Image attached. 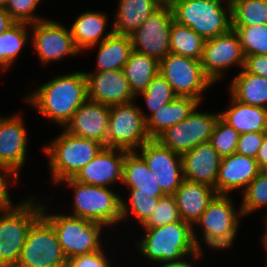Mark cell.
<instances>
[{
	"label": "cell",
	"mask_w": 267,
	"mask_h": 267,
	"mask_svg": "<svg viewBox=\"0 0 267 267\" xmlns=\"http://www.w3.org/2000/svg\"><path fill=\"white\" fill-rule=\"evenodd\" d=\"M26 102L53 122L65 126L87 97L84 72L57 76L26 96Z\"/></svg>",
	"instance_id": "obj_1"
},
{
	"label": "cell",
	"mask_w": 267,
	"mask_h": 267,
	"mask_svg": "<svg viewBox=\"0 0 267 267\" xmlns=\"http://www.w3.org/2000/svg\"><path fill=\"white\" fill-rule=\"evenodd\" d=\"M143 230L146 235L144 234L136 245L139 253L147 257V260L164 265L183 261L189 256L197 260L203 255L195 244L193 226L186 221L179 220L155 228H143Z\"/></svg>",
	"instance_id": "obj_2"
},
{
	"label": "cell",
	"mask_w": 267,
	"mask_h": 267,
	"mask_svg": "<svg viewBox=\"0 0 267 267\" xmlns=\"http://www.w3.org/2000/svg\"><path fill=\"white\" fill-rule=\"evenodd\" d=\"M30 198L0 209V267L16 265L31 226L42 216V205Z\"/></svg>",
	"instance_id": "obj_3"
},
{
	"label": "cell",
	"mask_w": 267,
	"mask_h": 267,
	"mask_svg": "<svg viewBox=\"0 0 267 267\" xmlns=\"http://www.w3.org/2000/svg\"><path fill=\"white\" fill-rule=\"evenodd\" d=\"M103 147L104 145L96 140L77 137L64 129L43 148L49 158L54 182L73 178Z\"/></svg>",
	"instance_id": "obj_4"
},
{
	"label": "cell",
	"mask_w": 267,
	"mask_h": 267,
	"mask_svg": "<svg viewBox=\"0 0 267 267\" xmlns=\"http://www.w3.org/2000/svg\"><path fill=\"white\" fill-rule=\"evenodd\" d=\"M223 1L178 0L171 6L174 21L190 27L205 40L227 33L231 29V3L225 0L228 6L223 8Z\"/></svg>",
	"instance_id": "obj_5"
},
{
	"label": "cell",
	"mask_w": 267,
	"mask_h": 267,
	"mask_svg": "<svg viewBox=\"0 0 267 267\" xmlns=\"http://www.w3.org/2000/svg\"><path fill=\"white\" fill-rule=\"evenodd\" d=\"M63 181L74 188V211L71 216L98 222L106 227L122 221L121 196L109 187L83 184L73 178L59 183Z\"/></svg>",
	"instance_id": "obj_6"
},
{
	"label": "cell",
	"mask_w": 267,
	"mask_h": 267,
	"mask_svg": "<svg viewBox=\"0 0 267 267\" xmlns=\"http://www.w3.org/2000/svg\"><path fill=\"white\" fill-rule=\"evenodd\" d=\"M45 208L42 205V216L53 226L67 259L102 249L103 224L71 215L46 214Z\"/></svg>",
	"instance_id": "obj_7"
},
{
	"label": "cell",
	"mask_w": 267,
	"mask_h": 267,
	"mask_svg": "<svg viewBox=\"0 0 267 267\" xmlns=\"http://www.w3.org/2000/svg\"><path fill=\"white\" fill-rule=\"evenodd\" d=\"M241 208L236 211L229 195L216 194L195 225L202 227L201 241L213 250H224L234 243L239 229Z\"/></svg>",
	"instance_id": "obj_8"
},
{
	"label": "cell",
	"mask_w": 267,
	"mask_h": 267,
	"mask_svg": "<svg viewBox=\"0 0 267 267\" xmlns=\"http://www.w3.org/2000/svg\"><path fill=\"white\" fill-rule=\"evenodd\" d=\"M144 115L134 101L110 106L107 147L131 152L150 141Z\"/></svg>",
	"instance_id": "obj_9"
},
{
	"label": "cell",
	"mask_w": 267,
	"mask_h": 267,
	"mask_svg": "<svg viewBox=\"0 0 267 267\" xmlns=\"http://www.w3.org/2000/svg\"><path fill=\"white\" fill-rule=\"evenodd\" d=\"M66 262L53 226L41 216L31 226L14 267H66Z\"/></svg>",
	"instance_id": "obj_10"
},
{
	"label": "cell",
	"mask_w": 267,
	"mask_h": 267,
	"mask_svg": "<svg viewBox=\"0 0 267 267\" xmlns=\"http://www.w3.org/2000/svg\"><path fill=\"white\" fill-rule=\"evenodd\" d=\"M159 74L163 76L174 93L202 101V93L213 84L205 74L200 60L169 53L159 61Z\"/></svg>",
	"instance_id": "obj_11"
},
{
	"label": "cell",
	"mask_w": 267,
	"mask_h": 267,
	"mask_svg": "<svg viewBox=\"0 0 267 267\" xmlns=\"http://www.w3.org/2000/svg\"><path fill=\"white\" fill-rule=\"evenodd\" d=\"M196 109L186 119L166 129L156 140L180 155L201 143L209 142L220 113L200 112Z\"/></svg>",
	"instance_id": "obj_12"
},
{
	"label": "cell",
	"mask_w": 267,
	"mask_h": 267,
	"mask_svg": "<svg viewBox=\"0 0 267 267\" xmlns=\"http://www.w3.org/2000/svg\"><path fill=\"white\" fill-rule=\"evenodd\" d=\"M174 21L171 6L161 5L129 35L133 51L158 61L170 53V30Z\"/></svg>",
	"instance_id": "obj_13"
},
{
	"label": "cell",
	"mask_w": 267,
	"mask_h": 267,
	"mask_svg": "<svg viewBox=\"0 0 267 267\" xmlns=\"http://www.w3.org/2000/svg\"><path fill=\"white\" fill-rule=\"evenodd\" d=\"M138 153L166 195H173L183 179L182 157L156 139L145 142Z\"/></svg>",
	"instance_id": "obj_14"
},
{
	"label": "cell",
	"mask_w": 267,
	"mask_h": 267,
	"mask_svg": "<svg viewBox=\"0 0 267 267\" xmlns=\"http://www.w3.org/2000/svg\"><path fill=\"white\" fill-rule=\"evenodd\" d=\"M244 59L239 35L231 28L227 33L205 41L201 64L205 74L215 83L222 78L223 70L234 64L243 69Z\"/></svg>",
	"instance_id": "obj_15"
},
{
	"label": "cell",
	"mask_w": 267,
	"mask_h": 267,
	"mask_svg": "<svg viewBox=\"0 0 267 267\" xmlns=\"http://www.w3.org/2000/svg\"><path fill=\"white\" fill-rule=\"evenodd\" d=\"M30 25L33 30V47L44 64L61 61L70 54L77 56L80 52L74 45L71 30L63 24L44 19Z\"/></svg>",
	"instance_id": "obj_16"
},
{
	"label": "cell",
	"mask_w": 267,
	"mask_h": 267,
	"mask_svg": "<svg viewBox=\"0 0 267 267\" xmlns=\"http://www.w3.org/2000/svg\"><path fill=\"white\" fill-rule=\"evenodd\" d=\"M96 72V73H95ZM84 72L89 100L108 106L124 104L135 100L129 81L123 70Z\"/></svg>",
	"instance_id": "obj_17"
},
{
	"label": "cell",
	"mask_w": 267,
	"mask_h": 267,
	"mask_svg": "<svg viewBox=\"0 0 267 267\" xmlns=\"http://www.w3.org/2000/svg\"><path fill=\"white\" fill-rule=\"evenodd\" d=\"M128 151L103 147L100 152L73 179L77 182L109 187L123 180V164ZM117 153V154H116Z\"/></svg>",
	"instance_id": "obj_18"
},
{
	"label": "cell",
	"mask_w": 267,
	"mask_h": 267,
	"mask_svg": "<svg viewBox=\"0 0 267 267\" xmlns=\"http://www.w3.org/2000/svg\"><path fill=\"white\" fill-rule=\"evenodd\" d=\"M109 118L110 106L87 99L64 129L72 135L96 140L107 147Z\"/></svg>",
	"instance_id": "obj_19"
},
{
	"label": "cell",
	"mask_w": 267,
	"mask_h": 267,
	"mask_svg": "<svg viewBox=\"0 0 267 267\" xmlns=\"http://www.w3.org/2000/svg\"><path fill=\"white\" fill-rule=\"evenodd\" d=\"M21 115L0 117V164L15 175L25 164L27 130Z\"/></svg>",
	"instance_id": "obj_20"
},
{
	"label": "cell",
	"mask_w": 267,
	"mask_h": 267,
	"mask_svg": "<svg viewBox=\"0 0 267 267\" xmlns=\"http://www.w3.org/2000/svg\"><path fill=\"white\" fill-rule=\"evenodd\" d=\"M183 179L215 188L222 157L210 142L197 145L181 155Z\"/></svg>",
	"instance_id": "obj_21"
},
{
	"label": "cell",
	"mask_w": 267,
	"mask_h": 267,
	"mask_svg": "<svg viewBox=\"0 0 267 267\" xmlns=\"http://www.w3.org/2000/svg\"><path fill=\"white\" fill-rule=\"evenodd\" d=\"M216 194L215 188L209 185L186 180L181 182L173 194L181 219L193 226V238L200 252H203L200 245L201 241L197 239L194 224Z\"/></svg>",
	"instance_id": "obj_22"
},
{
	"label": "cell",
	"mask_w": 267,
	"mask_h": 267,
	"mask_svg": "<svg viewBox=\"0 0 267 267\" xmlns=\"http://www.w3.org/2000/svg\"><path fill=\"white\" fill-rule=\"evenodd\" d=\"M261 171L255 158L234 153L221 159L216 181V193L229 195V191L247 188Z\"/></svg>",
	"instance_id": "obj_23"
},
{
	"label": "cell",
	"mask_w": 267,
	"mask_h": 267,
	"mask_svg": "<svg viewBox=\"0 0 267 267\" xmlns=\"http://www.w3.org/2000/svg\"><path fill=\"white\" fill-rule=\"evenodd\" d=\"M200 102L191 97L177 96L153 115H144L146 129L151 139H156L166 129L186 119Z\"/></svg>",
	"instance_id": "obj_24"
},
{
	"label": "cell",
	"mask_w": 267,
	"mask_h": 267,
	"mask_svg": "<svg viewBox=\"0 0 267 267\" xmlns=\"http://www.w3.org/2000/svg\"><path fill=\"white\" fill-rule=\"evenodd\" d=\"M230 107L220 113V118L239 134L267 132V108L247 105L231 96Z\"/></svg>",
	"instance_id": "obj_25"
},
{
	"label": "cell",
	"mask_w": 267,
	"mask_h": 267,
	"mask_svg": "<svg viewBox=\"0 0 267 267\" xmlns=\"http://www.w3.org/2000/svg\"><path fill=\"white\" fill-rule=\"evenodd\" d=\"M108 18L105 13L86 11L79 15L70 27L75 47L80 51L95 47L114 32H105Z\"/></svg>",
	"instance_id": "obj_26"
},
{
	"label": "cell",
	"mask_w": 267,
	"mask_h": 267,
	"mask_svg": "<svg viewBox=\"0 0 267 267\" xmlns=\"http://www.w3.org/2000/svg\"><path fill=\"white\" fill-rule=\"evenodd\" d=\"M159 0H120L112 30L118 35H131L160 7Z\"/></svg>",
	"instance_id": "obj_27"
},
{
	"label": "cell",
	"mask_w": 267,
	"mask_h": 267,
	"mask_svg": "<svg viewBox=\"0 0 267 267\" xmlns=\"http://www.w3.org/2000/svg\"><path fill=\"white\" fill-rule=\"evenodd\" d=\"M122 183L137 193H154L158 198L166 196L138 151L126 153Z\"/></svg>",
	"instance_id": "obj_28"
},
{
	"label": "cell",
	"mask_w": 267,
	"mask_h": 267,
	"mask_svg": "<svg viewBox=\"0 0 267 267\" xmlns=\"http://www.w3.org/2000/svg\"><path fill=\"white\" fill-rule=\"evenodd\" d=\"M230 85V94L235 100L247 105L267 108V78L242 69Z\"/></svg>",
	"instance_id": "obj_29"
},
{
	"label": "cell",
	"mask_w": 267,
	"mask_h": 267,
	"mask_svg": "<svg viewBox=\"0 0 267 267\" xmlns=\"http://www.w3.org/2000/svg\"><path fill=\"white\" fill-rule=\"evenodd\" d=\"M122 70L129 81L133 95L137 98L159 74V61L151 56L132 51Z\"/></svg>",
	"instance_id": "obj_30"
},
{
	"label": "cell",
	"mask_w": 267,
	"mask_h": 267,
	"mask_svg": "<svg viewBox=\"0 0 267 267\" xmlns=\"http://www.w3.org/2000/svg\"><path fill=\"white\" fill-rule=\"evenodd\" d=\"M97 51V71L122 69L133 51L128 35L113 33L99 44Z\"/></svg>",
	"instance_id": "obj_31"
},
{
	"label": "cell",
	"mask_w": 267,
	"mask_h": 267,
	"mask_svg": "<svg viewBox=\"0 0 267 267\" xmlns=\"http://www.w3.org/2000/svg\"><path fill=\"white\" fill-rule=\"evenodd\" d=\"M205 39L190 27L172 22L170 30V53L192 58L202 59Z\"/></svg>",
	"instance_id": "obj_32"
},
{
	"label": "cell",
	"mask_w": 267,
	"mask_h": 267,
	"mask_svg": "<svg viewBox=\"0 0 267 267\" xmlns=\"http://www.w3.org/2000/svg\"><path fill=\"white\" fill-rule=\"evenodd\" d=\"M28 23L15 22L6 31L0 34V67L10 68L19 55L21 49L28 41Z\"/></svg>",
	"instance_id": "obj_33"
},
{
	"label": "cell",
	"mask_w": 267,
	"mask_h": 267,
	"mask_svg": "<svg viewBox=\"0 0 267 267\" xmlns=\"http://www.w3.org/2000/svg\"><path fill=\"white\" fill-rule=\"evenodd\" d=\"M231 26L267 24V2L264 0H230Z\"/></svg>",
	"instance_id": "obj_34"
},
{
	"label": "cell",
	"mask_w": 267,
	"mask_h": 267,
	"mask_svg": "<svg viewBox=\"0 0 267 267\" xmlns=\"http://www.w3.org/2000/svg\"><path fill=\"white\" fill-rule=\"evenodd\" d=\"M231 28L239 35L244 56L267 55V24Z\"/></svg>",
	"instance_id": "obj_35"
},
{
	"label": "cell",
	"mask_w": 267,
	"mask_h": 267,
	"mask_svg": "<svg viewBox=\"0 0 267 267\" xmlns=\"http://www.w3.org/2000/svg\"><path fill=\"white\" fill-rule=\"evenodd\" d=\"M240 205L243 216L267 206V170H261L243 191Z\"/></svg>",
	"instance_id": "obj_36"
},
{
	"label": "cell",
	"mask_w": 267,
	"mask_h": 267,
	"mask_svg": "<svg viewBox=\"0 0 267 267\" xmlns=\"http://www.w3.org/2000/svg\"><path fill=\"white\" fill-rule=\"evenodd\" d=\"M129 206L126 201L121 198V213L122 219L128 217L131 209V214L138 219V222L143 225L152 214L160 198L154 196V193H137V190H129Z\"/></svg>",
	"instance_id": "obj_37"
},
{
	"label": "cell",
	"mask_w": 267,
	"mask_h": 267,
	"mask_svg": "<svg viewBox=\"0 0 267 267\" xmlns=\"http://www.w3.org/2000/svg\"><path fill=\"white\" fill-rule=\"evenodd\" d=\"M139 95L144 97L151 115L177 97L172 87L160 74L155 76L147 89Z\"/></svg>",
	"instance_id": "obj_38"
},
{
	"label": "cell",
	"mask_w": 267,
	"mask_h": 267,
	"mask_svg": "<svg viewBox=\"0 0 267 267\" xmlns=\"http://www.w3.org/2000/svg\"><path fill=\"white\" fill-rule=\"evenodd\" d=\"M239 135L233 127L229 126L219 117L209 142L223 158L236 153Z\"/></svg>",
	"instance_id": "obj_39"
},
{
	"label": "cell",
	"mask_w": 267,
	"mask_h": 267,
	"mask_svg": "<svg viewBox=\"0 0 267 267\" xmlns=\"http://www.w3.org/2000/svg\"><path fill=\"white\" fill-rule=\"evenodd\" d=\"M182 220L173 195L161 197L143 228H155Z\"/></svg>",
	"instance_id": "obj_40"
},
{
	"label": "cell",
	"mask_w": 267,
	"mask_h": 267,
	"mask_svg": "<svg viewBox=\"0 0 267 267\" xmlns=\"http://www.w3.org/2000/svg\"><path fill=\"white\" fill-rule=\"evenodd\" d=\"M41 0H9L4 7L15 22H24L28 24L44 20L33 12L37 9Z\"/></svg>",
	"instance_id": "obj_41"
},
{
	"label": "cell",
	"mask_w": 267,
	"mask_h": 267,
	"mask_svg": "<svg viewBox=\"0 0 267 267\" xmlns=\"http://www.w3.org/2000/svg\"><path fill=\"white\" fill-rule=\"evenodd\" d=\"M266 132L243 133L239 135L236 153L251 158L256 155L262 145Z\"/></svg>",
	"instance_id": "obj_42"
},
{
	"label": "cell",
	"mask_w": 267,
	"mask_h": 267,
	"mask_svg": "<svg viewBox=\"0 0 267 267\" xmlns=\"http://www.w3.org/2000/svg\"><path fill=\"white\" fill-rule=\"evenodd\" d=\"M66 267H110V262L101 249L97 252L68 258Z\"/></svg>",
	"instance_id": "obj_43"
},
{
	"label": "cell",
	"mask_w": 267,
	"mask_h": 267,
	"mask_svg": "<svg viewBox=\"0 0 267 267\" xmlns=\"http://www.w3.org/2000/svg\"><path fill=\"white\" fill-rule=\"evenodd\" d=\"M3 171V172H2ZM7 177H4L6 175ZM14 180L13 182L14 185L17 184V179L18 177L15 175V173H13L9 168L3 166L0 164V209H7V208H11L14 205H12V201L10 200V195H9V182L7 181L8 179Z\"/></svg>",
	"instance_id": "obj_44"
},
{
	"label": "cell",
	"mask_w": 267,
	"mask_h": 267,
	"mask_svg": "<svg viewBox=\"0 0 267 267\" xmlns=\"http://www.w3.org/2000/svg\"><path fill=\"white\" fill-rule=\"evenodd\" d=\"M243 69L251 74L267 78V55L245 56Z\"/></svg>",
	"instance_id": "obj_45"
},
{
	"label": "cell",
	"mask_w": 267,
	"mask_h": 267,
	"mask_svg": "<svg viewBox=\"0 0 267 267\" xmlns=\"http://www.w3.org/2000/svg\"><path fill=\"white\" fill-rule=\"evenodd\" d=\"M255 159L261 170H267V132Z\"/></svg>",
	"instance_id": "obj_46"
},
{
	"label": "cell",
	"mask_w": 267,
	"mask_h": 267,
	"mask_svg": "<svg viewBox=\"0 0 267 267\" xmlns=\"http://www.w3.org/2000/svg\"><path fill=\"white\" fill-rule=\"evenodd\" d=\"M15 21L4 7H0V34L6 31Z\"/></svg>",
	"instance_id": "obj_47"
},
{
	"label": "cell",
	"mask_w": 267,
	"mask_h": 267,
	"mask_svg": "<svg viewBox=\"0 0 267 267\" xmlns=\"http://www.w3.org/2000/svg\"><path fill=\"white\" fill-rule=\"evenodd\" d=\"M160 267H196L191 265L188 261L183 260L180 262L166 263L164 265H159Z\"/></svg>",
	"instance_id": "obj_48"
},
{
	"label": "cell",
	"mask_w": 267,
	"mask_h": 267,
	"mask_svg": "<svg viewBox=\"0 0 267 267\" xmlns=\"http://www.w3.org/2000/svg\"><path fill=\"white\" fill-rule=\"evenodd\" d=\"M160 5L172 6L178 0H159Z\"/></svg>",
	"instance_id": "obj_49"
},
{
	"label": "cell",
	"mask_w": 267,
	"mask_h": 267,
	"mask_svg": "<svg viewBox=\"0 0 267 267\" xmlns=\"http://www.w3.org/2000/svg\"><path fill=\"white\" fill-rule=\"evenodd\" d=\"M9 0H0V7H5Z\"/></svg>",
	"instance_id": "obj_50"
},
{
	"label": "cell",
	"mask_w": 267,
	"mask_h": 267,
	"mask_svg": "<svg viewBox=\"0 0 267 267\" xmlns=\"http://www.w3.org/2000/svg\"><path fill=\"white\" fill-rule=\"evenodd\" d=\"M262 240H267V224H266V232L263 234V239Z\"/></svg>",
	"instance_id": "obj_51"
},
{
	"label": "cell",
	"mask_w": 267,
	"mask_h": 267,
	"mask_svg": "<svg viewBox=\"0 0 267 267\" xmlns=\"http://www.w3.org/2000/svg\"><path fill=\"white\" fill-rule=\"evenodd\" d=\"M263 245H264L265 251H267V240H263Z\"/></svg>",
	"instance_id": "obj_52"
}]
</instances>
